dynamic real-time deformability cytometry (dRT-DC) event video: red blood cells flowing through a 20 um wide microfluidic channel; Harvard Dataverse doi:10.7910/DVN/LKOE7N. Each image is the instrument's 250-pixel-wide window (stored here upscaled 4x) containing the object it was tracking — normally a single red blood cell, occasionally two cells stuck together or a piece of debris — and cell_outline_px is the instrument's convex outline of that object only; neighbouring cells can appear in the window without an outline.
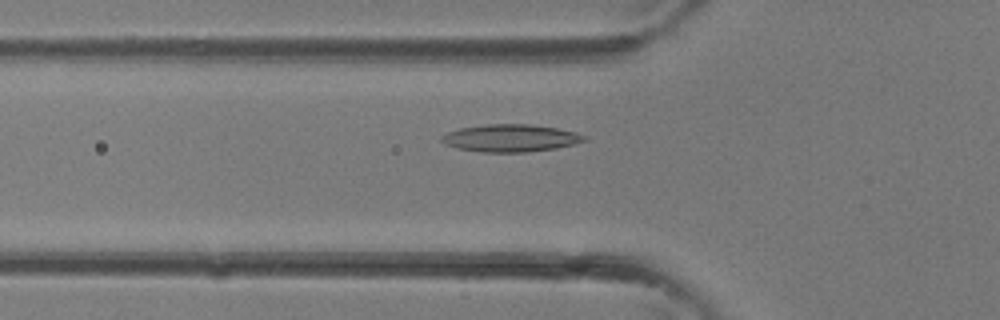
{"species": "common noctule bat (a hibernating species)", "species_latin": "Nyctalus noctula", "temperature_condition": "room temperature", "stored_images_in_passage": 37, "camera_frame_rate_fps": 3000, "um_per_image_px": 0.085, "animal": {"sex": "female"}, "frame": {"image": 1, "passage_image": 13, "time_ms": 4.0, "image_size_px": [1000, 320], "cell_outline_px": [[588, 140], [556, 148], [524, 152], [480, 152], [456, 148], [444, 144], [440, 140], [440, 136], [448, 132], [460, 128], [488, 124], [528, 124], [556, 128], [576, 132], [584, 136]], "centroid_in_image_um": [43.35, 11.74], "position_along_channel_um": 82.5, "area_um2": 22.72}}
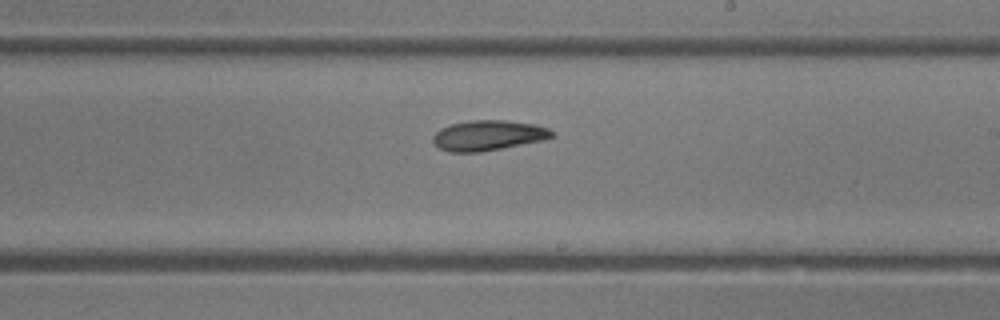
{"frame": {"image": 2, "passage_image": 22, "time_ms": 7.0, "image_size_px": [1000, 320], "cell_outline_px": [[556, 136], [544, 140], [480, 152], [448, 152], [440, 148], [432, 140], [432, 136], [440, 128], [452, 124], [472, 120], [504, 120], [536, 124], [548, 128]], "centroid_in_image_um": [41.51, 11.51], "position_along_channel_um": 247.5, "area_um2": 20.92}}
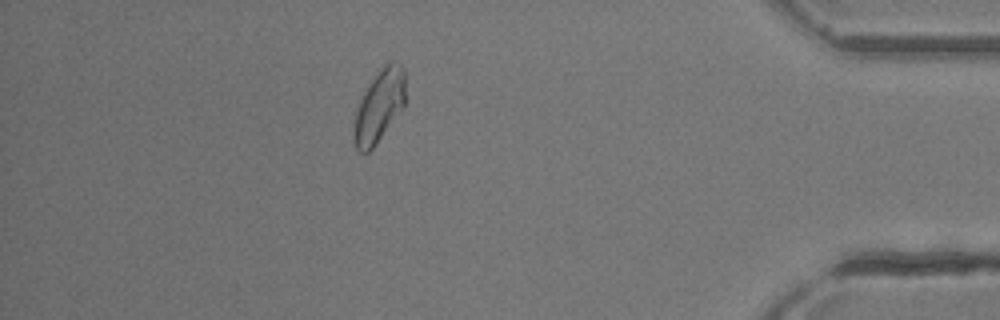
{"frame": {"image": 3, "passage_image": 33, "time_ms": 10.667, "image_size_px": [1000, 320], "cell_outline_px": [[404, 104], [372, 148], [368, 152], [360, 152], [356, 148], [352, 136], [352, 132], [356, 108], [368, 84], [388, 60], [396, 60], [404, 68]], "centroid_in_image_um": [32.19, 8.98], "position_along_channel_um": 403.0, "area_um2": 21.33}}